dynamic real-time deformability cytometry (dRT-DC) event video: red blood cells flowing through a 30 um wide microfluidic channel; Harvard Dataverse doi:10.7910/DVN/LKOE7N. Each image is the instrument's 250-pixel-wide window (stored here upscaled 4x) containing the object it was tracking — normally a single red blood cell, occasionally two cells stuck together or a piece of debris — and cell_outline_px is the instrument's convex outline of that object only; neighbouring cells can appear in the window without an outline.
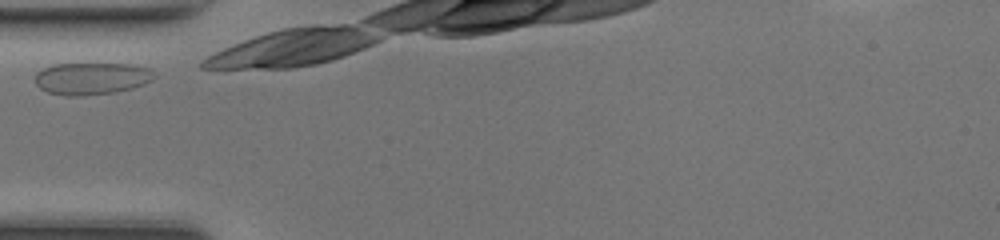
{"species": "common noctule bat (a hibernating species)", "species_latin": "Nyctalus noctula", "temperature_condition": "room temperature", "stored_images_in_passage": 25, "camera_frame_rate_fps": 3000, "um_per_image_px": 0.085, "animal": {"sex": "female", "body_mass_g": 17.0, "forearm_length_mm": 48.0}, "frame": {"image": 1, "passage_image": 1, "time_ms": 0.0, "image_size_px": [1000, 240], "cell_outline_px": [[156, 76], [152, 80], [144, 84], [132, 88], [116, 92], [84, 96], [64, 96], [48, 92], [40, 88], [36, 84], [36, 72], [52, 64], [132, 64], [152, 68], [156, 72]], "centroid_in_image_um": [7.83, 6.67], "position_along_channel_um": 77.2, "area_um2": 22.6}}
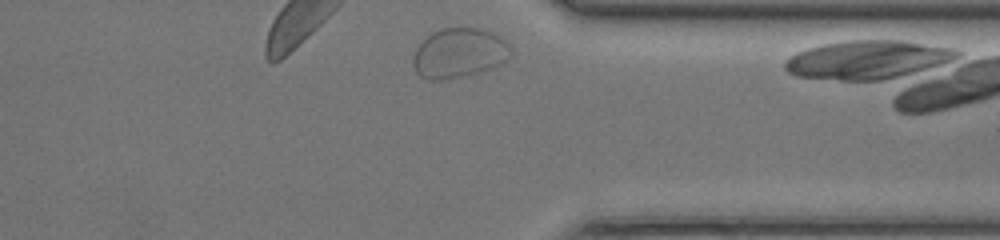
{"frame": {"image": 2, "passage_image": 25, "time_ms": 8.0, "image_size_px": [1000, 240], "cell_outline_px": [[512, 56], [508, 60], [492, 68], [480, 72], [444, 80], [428, 80], [420, 76], [416, 72], [412, 64], [412, 56], [416, 48], [432, 32], [440, 28], [480, 28], [492, 32], [500, 36], [508, 44], [512, 52]], "centroid_in_image_um": [39.02, 4.52], "position_along_channel_um": 372.4, "area_um2": 28.55}}